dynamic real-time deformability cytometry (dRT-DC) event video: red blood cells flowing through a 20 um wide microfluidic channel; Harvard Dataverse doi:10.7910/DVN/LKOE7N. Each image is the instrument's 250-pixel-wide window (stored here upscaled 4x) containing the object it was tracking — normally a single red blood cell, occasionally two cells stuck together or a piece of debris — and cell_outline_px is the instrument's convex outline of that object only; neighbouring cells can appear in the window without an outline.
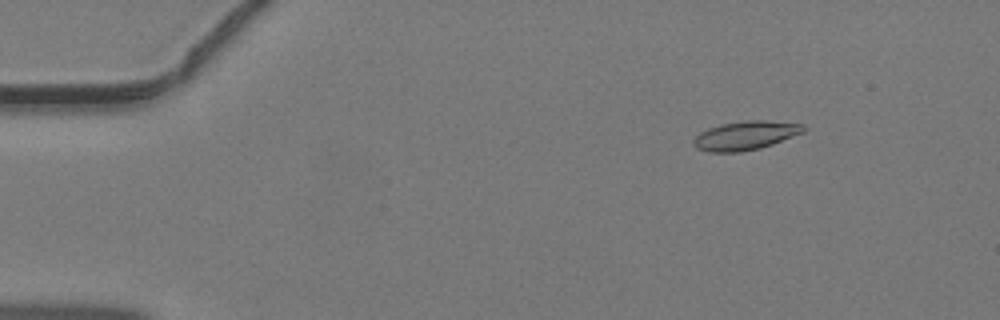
{"species": "common noctule bat (a hibernating species)", "species_latin": "Nyctalus noctula", "temperature_condition": "warm", "stored_images_in_passage": 46, "camera_frame_rate_fps": 3000, "um_per_image_px": 0.085, "animal": {"sex": "male", "body_mass_g": 19.2, "forearm_length_mm": 51.8}, "frame": {"image": 1, "passage_image": 7, "time_ms": 2.0, "image_size_px": [1000, 320], "cell_outline_px": [[808, 128], [804, 132], [772, 144], [760, 148], [740, 152], [708, 152], [696, 148], [692, 140], [700, 132], [708, 128], [720, 124], [744, 120], [768, 120], [804, 124]], "centroid_in_image_um": [63.38, 11.51], "position_along_channel_um": 21.6, "area_um2": 18.67}}
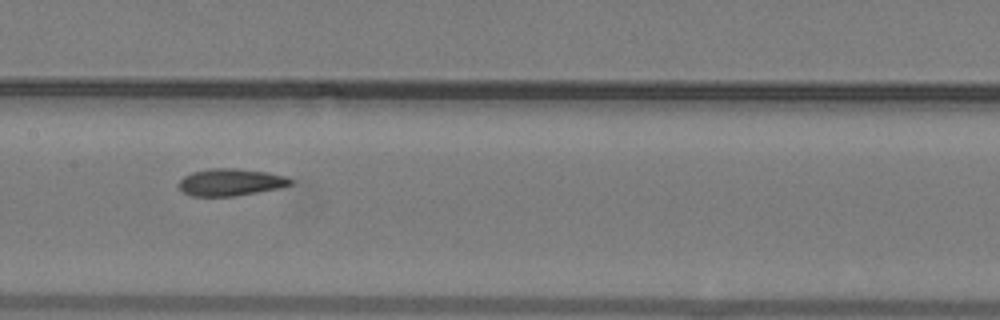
{"frame": {"image": 2, "passage_image": 24, "time_ms": 7.667, "image_size_px": [1000, 320], "cell_outline_px": [[292, 184], [280, 188], [236, 196], [192, 196], [184, 192], [180, 188], [180, 180], [184, 176], [192, 172], [208, 168], [236, 168], [268, 172], [284, 176], [292, 180]], "centroid_in_image_um": [19.61, 15.48], "position_along_channel_um": 187.8, "area_um2": 17.63}}
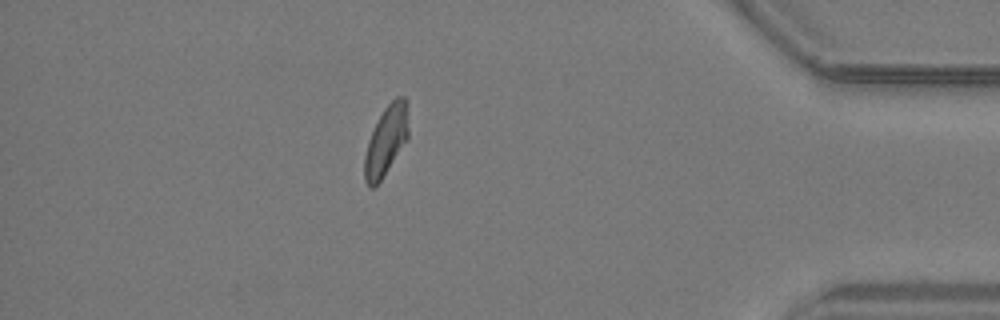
{"frame": {"image": 3, "passage_image": 41, "time_ms": 13.333, "image_size_px": [1000, 320], "cell_outline_px": [[408, 140], [380, 180], [372, 188], [368, 188], [364, 180], [364, 156], [368, 140], [384, 108], [396, 96], [404, 96], [408, 100]], "centroid_in_image_um": [32.84, 11.93], "position_along_channel_um": 402.4, "area_um2": 17.92}}